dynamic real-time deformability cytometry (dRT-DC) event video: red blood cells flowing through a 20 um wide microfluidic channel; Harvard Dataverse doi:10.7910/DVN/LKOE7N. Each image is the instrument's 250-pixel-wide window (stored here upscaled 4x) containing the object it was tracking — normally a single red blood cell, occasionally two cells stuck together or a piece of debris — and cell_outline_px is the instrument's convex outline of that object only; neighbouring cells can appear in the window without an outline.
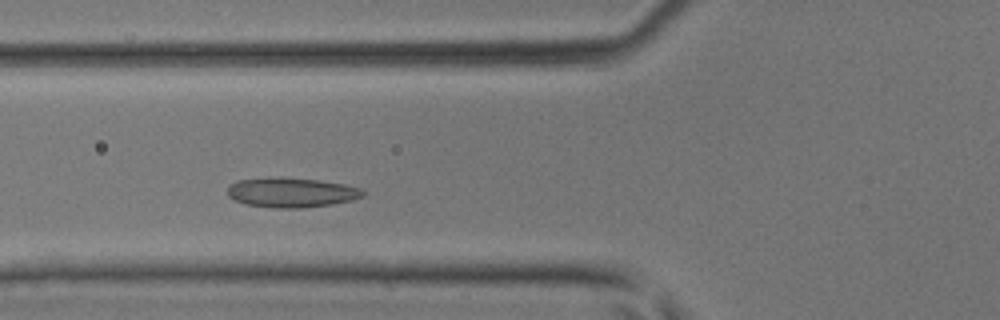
{"species": "common noctule bat (a hibernating species)", "species_latin": "Nyctalus noctula", "temperature_condition": "room temperature", "stored_images_in_passage": 36, "camera_frame_rate_fps": 3000, "um_per_image_px": 0.085, "animal": {"sex": "male", "body_mass_g": 17.9, "forearm_length_mm": 54.2}, "frame": {"image": 1, "passage_image": 7, "time_ms": 2.0, "image_size_px": [1000, 320], "cell_outline_px": [[364, 196], [352, 200], [332, 204], [304, 208], [276, 208], [244, 204], [228, 196], [228, 188], [236, 180], [320, 180], [344, 184], [360, 188], [364, 192]], "centroid_in_image_um": [24.83, 16.41], "position_along_channel_um": 101.0, "area_um2": 22.43}}
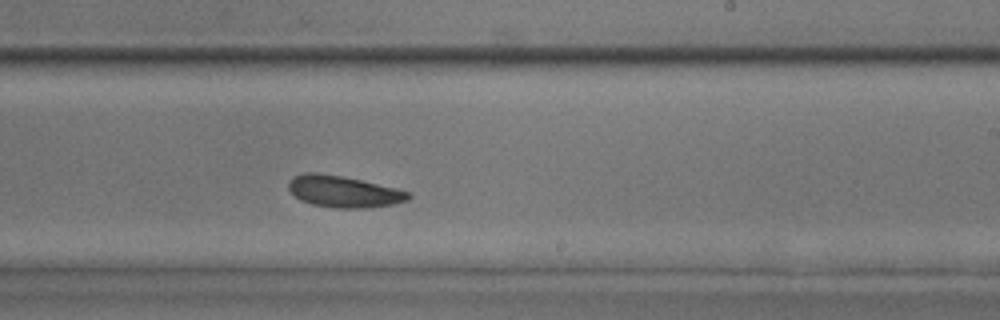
{"frame": {"image": 2, "passage_image": 18, "time_ms": 5.667, "image_size_px": [1000, 320], "cell_outline_px": [[412, 196], [408, 200], [392, 204], [364, 208], [336, 208], [312, 204], [300, 200], [288, 188], [288, 180], [292, 176], [304, 172], [316, 172], [340, 176], [360, 180], [396, 188], [412, 192]], "centroid_in_image_um": [29.19, 16.28], "position_along_channel_um": 259.8, "area_um2": 22.02}}
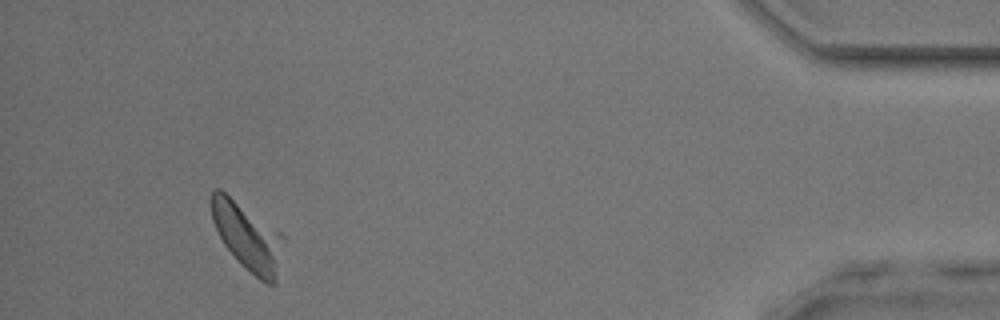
{"frame": {"image": 3, "passage_image": 33, "time_ms": 10.667, "image_size_px": [1000, 320], "cell_outline_px": [[284, 240], [276, 284], [268, 284], [260, 280], [224, 244], [212, 220], [212, 192], [216, 188], [220, 188], [280, 232], [284, 236]], "centroid_in_image_um": [21.07, 20.09], "position_along_channel_um": 414.1, "area_um2": 27.4}}